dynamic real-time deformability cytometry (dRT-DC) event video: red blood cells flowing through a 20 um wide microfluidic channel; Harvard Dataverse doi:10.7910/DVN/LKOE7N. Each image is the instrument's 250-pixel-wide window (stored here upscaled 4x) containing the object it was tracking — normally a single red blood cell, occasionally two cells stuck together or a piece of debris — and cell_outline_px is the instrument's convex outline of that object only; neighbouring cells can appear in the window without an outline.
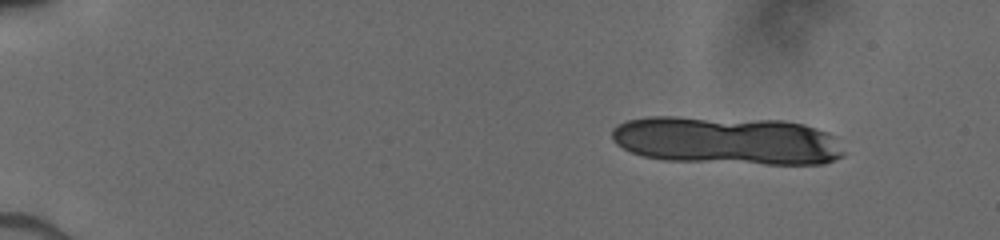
{"species": "human", "species_latin": "Homo sapiens", "temperature_condition": "cold", "stored_images_in_passage": 8, "segment_of_instrument_passage": [1, 2], "camera_frame_rate_fps": 3000, "um_per_image_px": 0.085, "donor": {"sex": "male"}, "frame": {"image": 1, "passage_image": 3, "time_ms": 1.667, "image_size_px": [1000, 240], "cell_outline_px": [[844, 156], [824, 164], [764, 164], [664, 160], [644, 156], [632, 152], [616, 144], [612, 140], [612, 128], [616, 124], [628, 120], [648, 116], [676, 116], [784, 120], [804, 124], [828, 132], [832, 136], [844, 152]], "centroid_in_image_um": [61.76, 11.94], "position_along_channel_um": 23.2, "area_um2": 65.66}}